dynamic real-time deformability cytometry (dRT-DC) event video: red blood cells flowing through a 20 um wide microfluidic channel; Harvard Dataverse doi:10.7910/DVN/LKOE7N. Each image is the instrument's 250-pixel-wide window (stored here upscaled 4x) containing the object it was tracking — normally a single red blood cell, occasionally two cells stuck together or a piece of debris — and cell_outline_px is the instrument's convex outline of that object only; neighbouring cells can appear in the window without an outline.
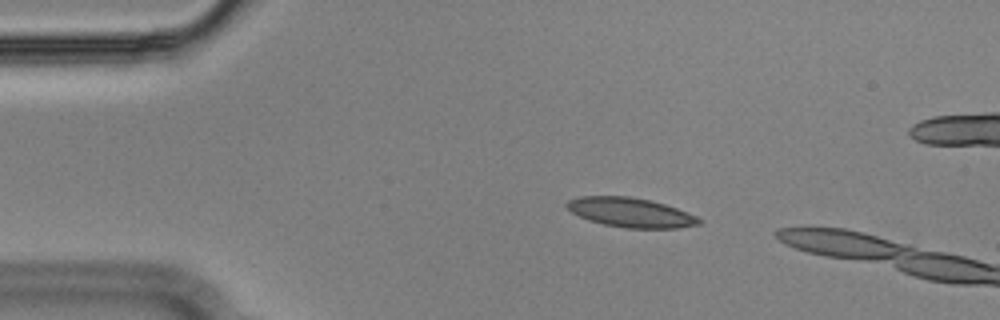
{"species": "Egyptian fruit bat (a non-hibernating species)", "species_latin": "Rousettus aegyptiacus", "temperature_condition": "cold", "stored_images_in_passage": 47, "camera_frame_rate_fps": 3000, "um_per_image_px": 0.085, "animal": {"sex": "male"}, "frame": {"image": 1, "passage_image": 9, "time_ms": 2.667, "image_size_px": [1000, 320], "cell_outline_px": [[704, 220], [700, 224], [680, 228], [628, 228], [604, 224], [588, 220], [572, 212], [564, 204], [568, 200], [580, 196], [628, 196], [648, 200], [664, 204], [676, 208], [696, 216]], "centroid_in_image_um": [53.61, 18.06], "position_along_channel_um": 31.4, "area_um2": 22.54}}
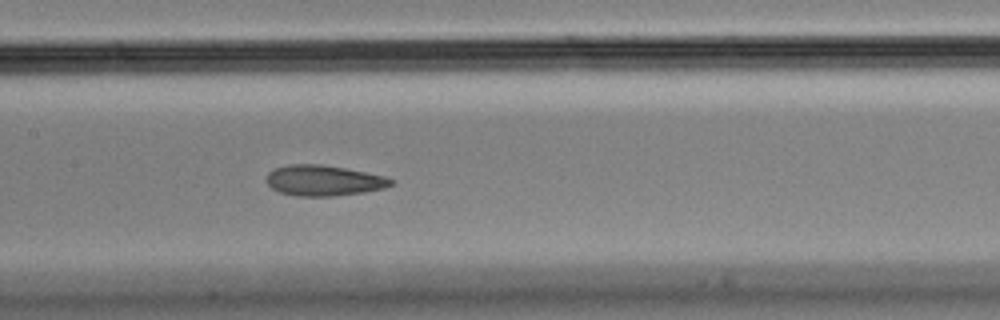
{"frame": {"image": 2, "passage_image": 25, "time_ms": 8.0, "image_size_px": [1000, 320], "cell_outline_px": [[392, 184], [384, 188], [364, 192], [332, 196], [296, 196], [280, 192], [272, 188], [268, 184], [268, 172], [276, 168], [292, 164], [320, 164], [344, 168], [384, 176], [392, 180]], "centroid_in_image_um": [27.5, 15.35], "position_along_channel_um": 179.9, "area_um2": 21.85}}
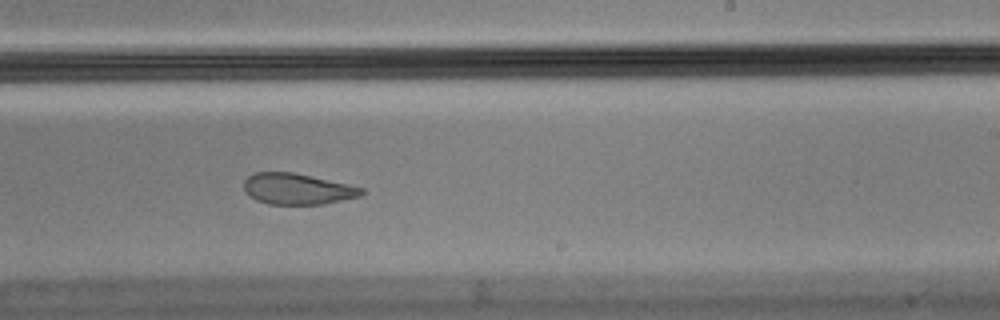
{"frame": {"image": 3, "passage_image": 32, "time_ms": 10.333, "image_size_px": [1000, 320], "cell_outline_px": [[364, 192], [360, 196], [324, 204], [268, 204], [256, 200], [248, 196], [244, 192], [244, 180], [248, 176], [256, 172], [292, 172], [348, 184], [364, 188]], "centroid_in_image_um": [25.24, 16.06], "position_along_channel_um": 263.8, "area_um2": 21.27}}